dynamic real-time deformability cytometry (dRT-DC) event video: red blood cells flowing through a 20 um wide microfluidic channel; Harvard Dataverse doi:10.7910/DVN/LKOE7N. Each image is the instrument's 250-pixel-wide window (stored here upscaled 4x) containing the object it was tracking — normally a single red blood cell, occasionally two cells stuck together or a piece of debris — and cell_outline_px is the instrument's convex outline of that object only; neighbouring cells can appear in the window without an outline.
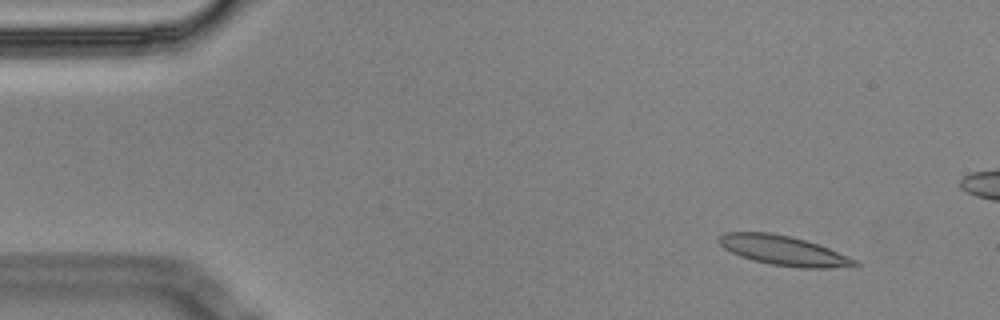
{"species": "Egyptian fruit bat (a non-hibernating species)", "species_latin": "Rousettus aegyptiacus", "temperature_condition": "cold", "stored_images_in_passage": 4, "camera_frame_rate_fps": 3000, "um_per_image_px": 0.085, "animal": {"sex": "male"}, "frame": {"image": 1, "passage_image": 1, "time_ms": 0.0, "image_size_px": [1000, 320], "cell_outline_px": [[864, 264], [828, 268], [800, 268], [772, 264], [752, 260], [740, 256], [724, 248], [716, 240], [724, 232], [772, 232], [804, 240], [828, 248], [848, 256]], "centroid_in_image_um": [66.57, 21.29], "position_along_channel_um": 18.4, "area_um2": 23.24}}